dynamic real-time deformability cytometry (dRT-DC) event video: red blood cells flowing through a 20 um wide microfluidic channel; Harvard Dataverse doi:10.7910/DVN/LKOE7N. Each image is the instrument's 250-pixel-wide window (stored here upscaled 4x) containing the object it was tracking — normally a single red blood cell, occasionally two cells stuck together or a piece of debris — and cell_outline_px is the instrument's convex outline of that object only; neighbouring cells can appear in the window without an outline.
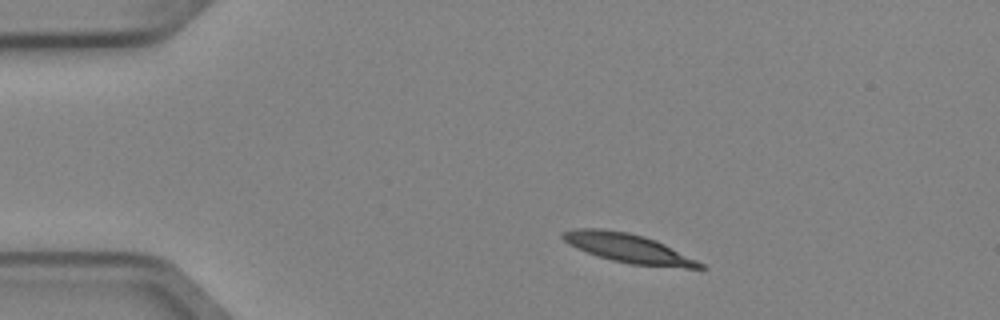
{"species": "Egyptian fruit bat (a non-hibernating species)", "species_latin": "Rousettus aegyptiacus", "temperature_condition": "cold", "stored_images_in_passage": 4, "camera_frame_rate_fps": 3000, "um_per_image_px": 0.085, "animal": {"sex": "female"}, "frame": {"image": 1, "passage_image": 1, "time_ms": 0.0, "image_size_px": [1000, 320], "cell_outline_px": [[708, 268], [684, 268], [632, 264], [612, 260], [576, 248], [568, 244], [560, 236], [564, 232], [572, 228], [600, 228], [628, 232], [644, 236], [656, 240], [704, 264]], "centroid_in_image_um": [53.38, 21.08], "position_along_channel_um": 31.6, "area_um2": 22.95}}
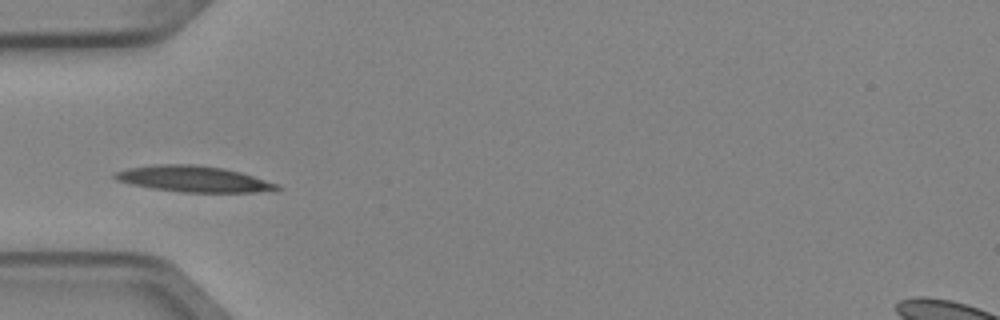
{"frame": {"image": 2, "passage_image": 3, "time_ms": 0.667, "image_size_px": [1000, 320], "cell_outline_px": [[284, 188], [256, 192], [180, 192], [152, 188], [132, 184], [116, 180], [112, 176], [116, 172], [128, 168], [152, 164], [196, 164], [224, 168], [240, 172], [280, 184]], "centroid_in_image_um": [16.46, 15.2], "position_along_channel_um": 68.5, "area_um2": 24.62}}
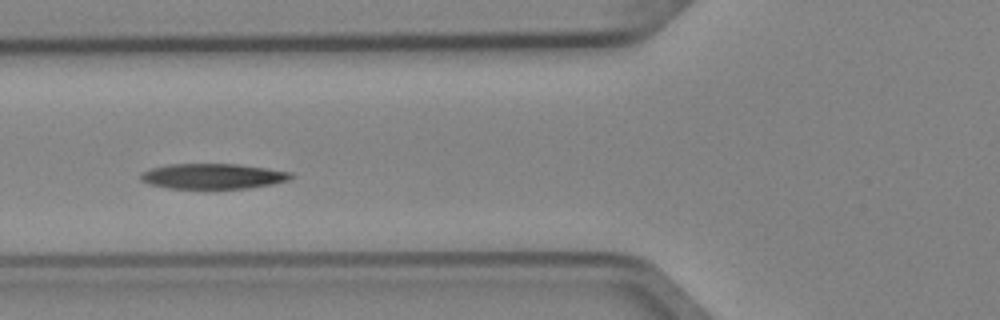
{"frame": {"image": 3, "passage_image": 4, "time_ms": 1.0, "image_size_px": [1000, 320], "cell_outline_px": [[296, 176], [288, 180], [272, 184], [248, 188], [168, 188], [148, 184], [140, 180], [140, 172], [152, 168], [168, 164], [236, 164], [292, 172]], "centroid_in_image_um": [18.08, 14.98], "position_along_channel_um": 107.7, "area_um2": 22.14}}